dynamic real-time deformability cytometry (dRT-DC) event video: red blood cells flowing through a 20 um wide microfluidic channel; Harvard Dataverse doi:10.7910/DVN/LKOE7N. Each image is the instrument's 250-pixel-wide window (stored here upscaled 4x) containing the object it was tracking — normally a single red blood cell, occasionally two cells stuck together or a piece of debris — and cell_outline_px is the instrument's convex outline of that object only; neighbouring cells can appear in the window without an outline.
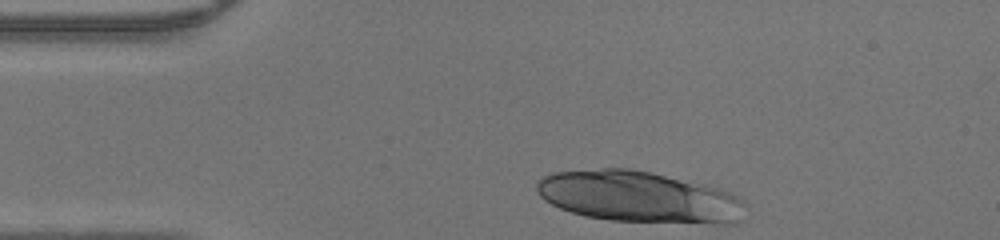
{"species": "human", "species_latin": "Homo sapiens", "temperature_condition": "warm", "stored_images_in_passage": 29, "camera_frame_rate_fps": 3000, "um_per_image_px": 0.085, "donor": {"sex": "male"}, "frame": {"image": 1, "passage_image": 1, "time_ms": 0.0, "image_size_px": [1000, 240], "cell_outline_px": [[748, 204], [736, 224], [716, 224], [608, 220], [584, 216], [560, 208], [544, 200], [540, 196], [536, 188], [536, 180], [552, 172], [604, 168], [632, 168], [704, 184], [720, 188], [744, 200]], "centroid_in_image_um": [54.32, 16.74], "position_along_channel_um": 30.7, "area_um2": 62.83}}